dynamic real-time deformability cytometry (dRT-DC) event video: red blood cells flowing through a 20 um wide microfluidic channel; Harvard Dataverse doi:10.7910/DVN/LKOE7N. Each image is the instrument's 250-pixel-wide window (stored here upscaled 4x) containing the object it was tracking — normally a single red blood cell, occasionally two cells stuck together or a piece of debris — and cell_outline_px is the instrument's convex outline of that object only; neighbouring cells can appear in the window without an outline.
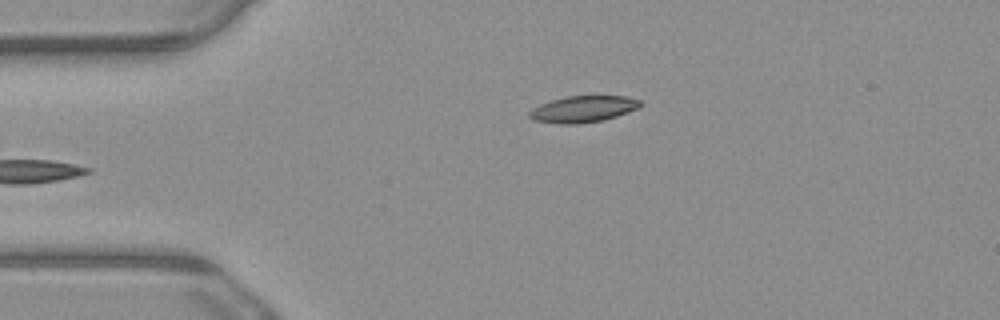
{"species": "common noctule bat (a hibernating species)", "species_latin": "Nyctalus noctula", "temperature_condition": "warm", "stored_images_in_passage": 4, "camera_frame_rate_fps": 3000, "um_per_image_px": 0.085, "animal": {"sex": "male", "body_mass_g": 23.1, "forearm_length_mm": 52.7}, "frame": {"image": 1, "passage_image": 4, "time_ms": 1.0, "image_size_px": [1000, 320], "cell_outline_px": [[644, 104], [640, 108], [604, 120], [580, 124], [556, 124], [532, 120], [528, 116], [528, 112], [532, 108], [540, 104], [564, 96], [628, 96], [640, 100]], "centroid_in_image_um": [49.57, 9.28], "position_along_channel_um": 35.4, "area_um2": 17.46}}